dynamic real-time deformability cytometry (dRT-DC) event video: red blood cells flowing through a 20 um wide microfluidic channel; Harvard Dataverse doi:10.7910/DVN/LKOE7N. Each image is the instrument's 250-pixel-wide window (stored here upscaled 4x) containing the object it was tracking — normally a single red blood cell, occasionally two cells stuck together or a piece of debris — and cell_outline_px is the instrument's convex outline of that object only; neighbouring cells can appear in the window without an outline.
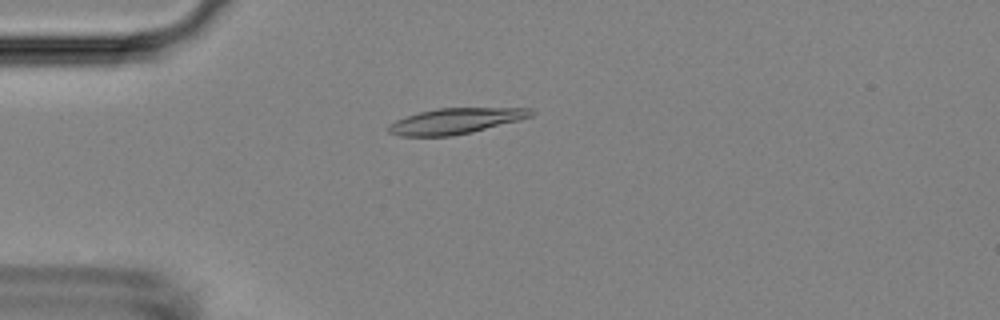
{"species": "Egyptian fruit bat (a non-hibernating species)", "species_latin": "Rousettus aegyptiacus", "temperature_condition": "room temperature", "stored_images_in_passage": 50, "camera_frame_rate_fps": 3000, "um_per_image_px": 0.085, "animal": {"sex": "female"}, "frame": {"image": 1, "passage_image": 11, "time_ms": 3.333, "image_size_px": [1000, 320], "cell_outline_px": [[536, 112], [532, 116], [520, 120], [472, 132], [452, 136], [400, 136], [388, 132], [388, 124], [396, 120], [420, 112], [436, 108], [532, 108]], "centroid_in_image_um": [38.75, 10.28], "position_along_channel_um": 46.3, "area_um2": 21.33}}
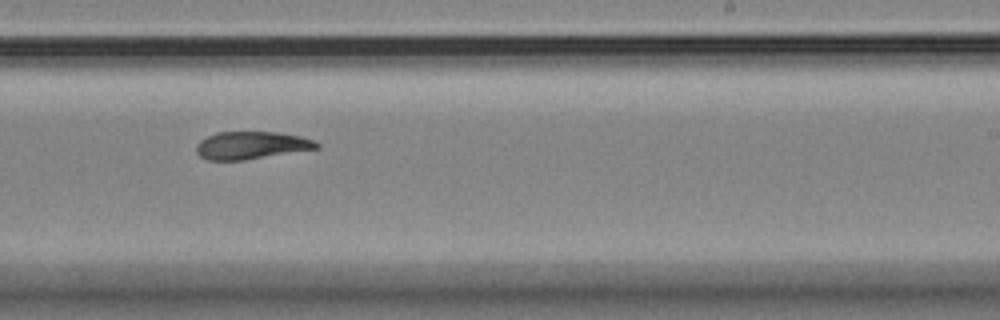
{"frame": {"image": 2, "passage_image": 30, "time_ms": 9.667, "image_size_px": [1000, 320], "cell_outline_px": [[320, 148], [244, 160], [208, 160], [200, 156], [196, 152], [196, 144], [200, 140], [216, 132], [276, 132], [300, 136], [316, 140], [320, 144]], "centroid_in_image_um": [21.38, 12.35], "position_along_channel_um": 267.6, "area_um2": 19.42}}
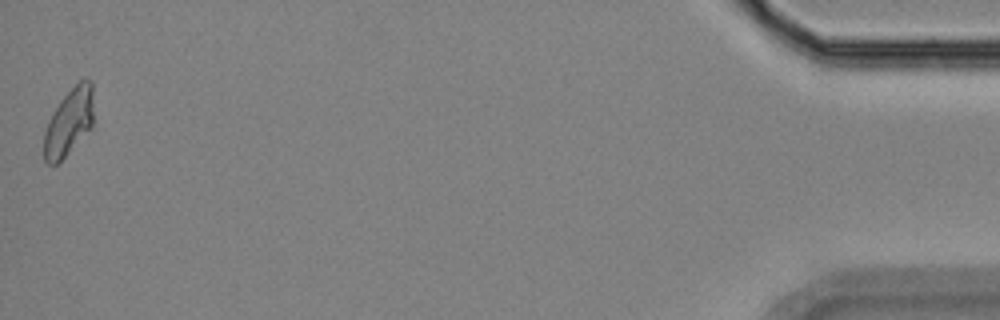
{"frame": {"image": 3, "passage_image": 50, "time_ms": 16.333, "image_size_px": [1000, 320], "cell_outline_px": [[92, 128], [56, 164], [48, 164], [44, 160], [44, 132], [48, 120], [52, 112], [60, 100], [84, 76], [92, 80]], "centroid_in_image_um": [5.85, 10.34], "position_along_channel_um": 429.3, "area_um2": 19.25}, "authors_computed_cell_mechanics": {"area_um2": 20.1144, "velocity_mm_per_s": 3.7634, "shape_relaxation_time_tau1_ms": null, "shape_relaxation_time_tau2_ms": 2.5526, "deformation_change_tau1": null, "deformation_change_tau2": 0.0756}}